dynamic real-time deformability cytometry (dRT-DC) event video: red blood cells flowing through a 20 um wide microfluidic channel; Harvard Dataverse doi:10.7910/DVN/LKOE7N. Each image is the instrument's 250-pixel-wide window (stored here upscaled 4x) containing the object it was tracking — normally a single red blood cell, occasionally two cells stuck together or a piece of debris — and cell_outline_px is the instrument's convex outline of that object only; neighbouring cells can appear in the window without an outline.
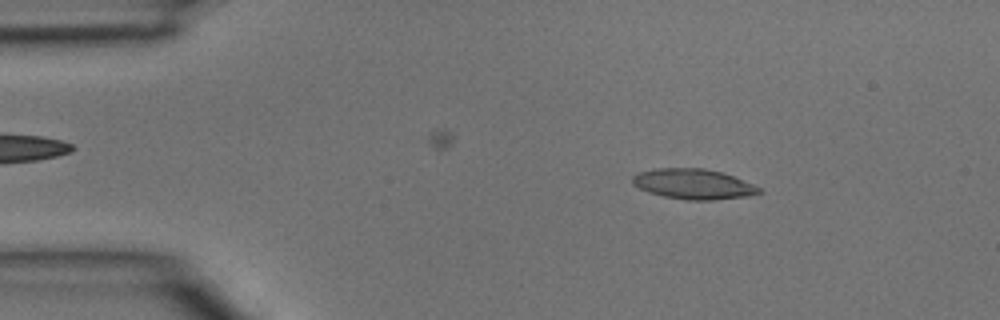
{"species": "common noctule bat (a hibernating species)", "species_latin": "Nyctalus noctula", "temperature_condition": "room temperature", "stored_images_in_passage": 3, "camera_frame_rate_fps": 3000, "um_per_image_px": 0.085, "animal": {"sex": "male", "body_mass_g": 15.6}, "frame": {"image": 1, "passage_image": 1, "time_ms": 0.0, "image_size_px": [1000, 320], "cell_outline_px": [[760, 192], [744, 196], [712, 200], [684, 200], [664, 196], [648, 192], [632, 184], [632, 176], [640, 172], [656, 168], [704, 168], [720, 172], [732, 176], [752, 184], [760, 188]], "centroid_in_image_um": [58.87, 15.64], "position_along_channel_um": 26.1, "area_um2": 21.96}}
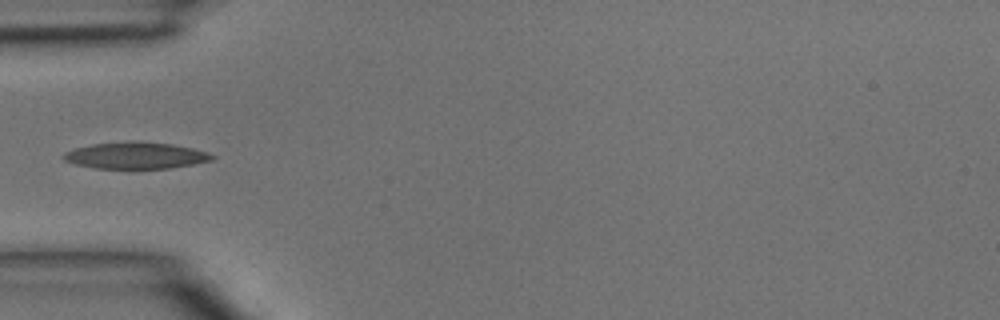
{"frame": {"image": 2, "passage_image": 3, "time_ms": 0.667, "image_size_px": [1000, 320], "cell_outline_px": [[216, 156], [212, 160], [172, 168], [96, 168], [76, 164], [64, 160], [60, 156], [64, 152], [76, 148], [92, 144], [172, 144], [192, 148], [208, 152]], "centroid_in_image_um": [11.54, 13.26], "position_along_channel_um": 73.5, "area_um2": 21.91}}